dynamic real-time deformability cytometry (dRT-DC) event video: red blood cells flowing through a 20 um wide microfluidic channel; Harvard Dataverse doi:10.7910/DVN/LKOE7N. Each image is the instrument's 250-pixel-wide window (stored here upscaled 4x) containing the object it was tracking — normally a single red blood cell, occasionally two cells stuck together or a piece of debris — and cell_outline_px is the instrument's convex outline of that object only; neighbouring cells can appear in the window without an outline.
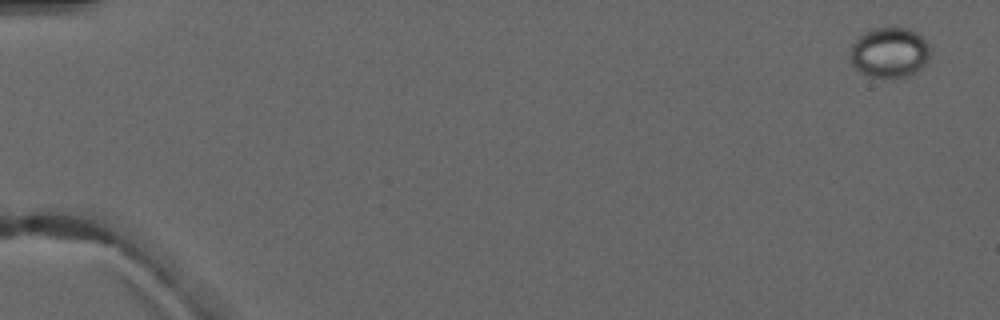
{"species": "common noctule bat (a hibernating species)", "species_latin": "Nyctalus noctula", "temperature_condition": "warm", "stored_images_in_passage": 5, "camera_frame_rate_fps": 3000, "um_per_image_px": 0.085, "animal": {"sex": "male", "forearm_length_mm": 52.5}, "frame": {"image": 1, "passage_image": 1, "time_ms": 0.0, "image_size_px": [1000, 320], "cell_outline_px": [[928, 60], [916, 72], [904, 76], [868, 76], [860, 72], [852, 64], [852, 44], [864, 32], [872, 28], [908, 28], [924, 36], [928, 44]], "centroid_in_image_um": [75.62, 4.43], "position_along_channel_um": 9.4, "area_um2": 22.95}}